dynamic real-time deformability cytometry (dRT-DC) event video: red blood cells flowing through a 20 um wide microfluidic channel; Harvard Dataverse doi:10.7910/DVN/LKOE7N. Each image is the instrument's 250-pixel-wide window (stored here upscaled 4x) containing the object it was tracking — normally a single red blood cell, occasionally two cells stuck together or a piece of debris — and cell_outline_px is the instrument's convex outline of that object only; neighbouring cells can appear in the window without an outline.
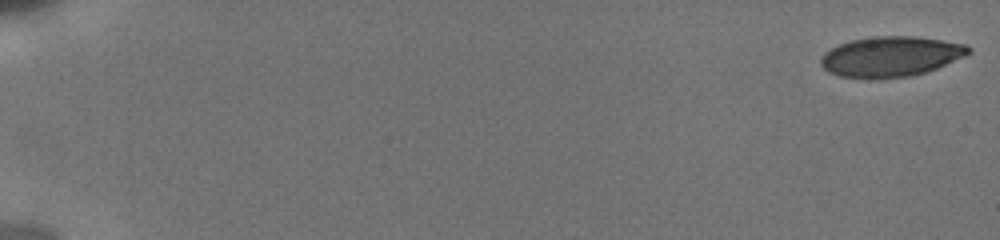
{"species": "human", "species_latin": "Homo sapiens", "temperature_condition": "cold", "stored_images_in_passage": 31, "camera_frame_rate_fps": 3000, "um_per_image_px": 0.085, "donor": {"sex": "male"}, "frame": {"image": 1, "passage_image": 1, "time_ms": 0.0, "image_size_px": [1000, 240], "cell_outline_px": [[972, 52], [964, 56], [936, 68], [924, 72], [908, 76], [872, 80], [840, 76], [828, 72], [820, 64], [820, 56], [824, 52], [840, 44], [852, 40], [876, 36], [916, 36], [968, 44], [972, 48]], "centroid_in_image_um": [75.7, 4.81], "position_along_channel_um": 9.3, "area_um2": 34.85}}
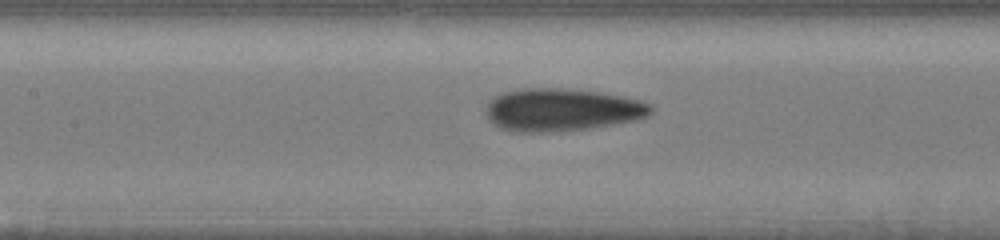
{"frame": {"image": 2, "passage_image": 18, "time_ms": 9.0, "image_size_px": [1000, 240], "cell_outline_px": [[652, 112], [648, 116], [636, 120], [588, 128], [548, 132], [512, 132], [500, 128], [492, 124], [488, 120], [488, 104], [496, 96], [504, 92], [520, 88], [560, 88], [600, 92], [640, 100], [652, 104]], "centroid_in_image_um": [47.76, 9.33], "position_along_channel_um": 159.6, "area_um2": 40.86}}
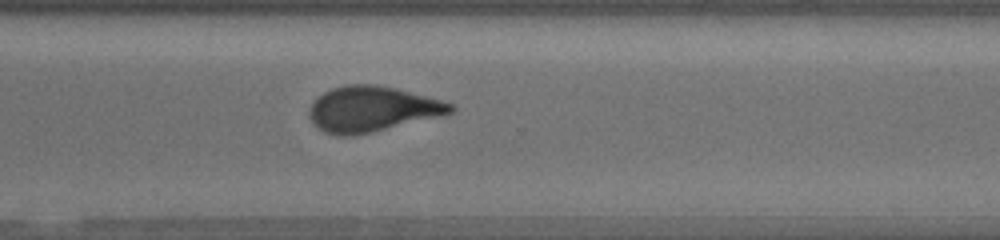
{"frame": {"image": 3, "passage_image": 31, "time_ms": 13.667, "image_size_px": [1000, 240], "cell_outline_px": [[456, 108], [452, 112], [444, 116], [372, 132], [352, 136], [340, 136], [324, 132], [312, 120], [312, 100], [316, 96], [332, 88], [348, 84], [372, 84], [396, 88], [456, 104]], "centroid_in_image_um": [31.69, 9.27], "position_along_channel_um": 338.9, "area_um2": 37.34}}